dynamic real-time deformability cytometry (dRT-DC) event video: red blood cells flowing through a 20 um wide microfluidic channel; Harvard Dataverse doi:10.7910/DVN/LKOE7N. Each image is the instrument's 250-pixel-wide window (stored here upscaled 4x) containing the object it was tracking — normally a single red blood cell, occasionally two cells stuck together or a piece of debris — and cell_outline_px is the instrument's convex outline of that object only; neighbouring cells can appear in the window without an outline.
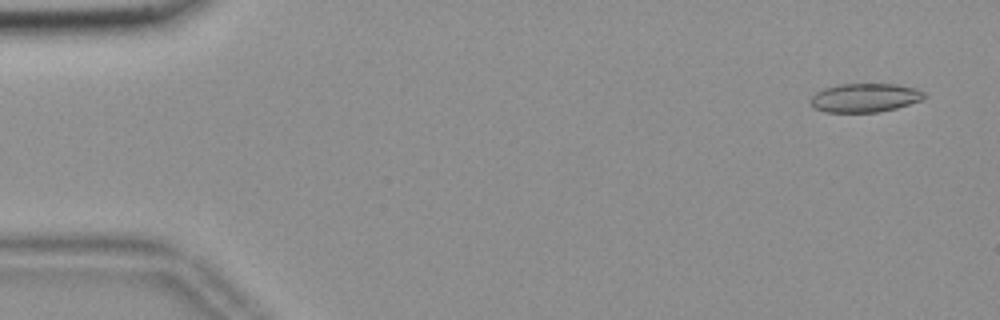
{"species": "common noctule bat (a hibernating species)", "species_latin": "Nyctalus noctula", "temperature_condition": "room temperature", "stored_images_in_passage": 55, "camera_frame_rate_fps": 3000, "um_per_image_px": 0.085, "animal": {"sex": "female", "body_mass_g": 18.4}, "frame": {"image": 1, "passage_image": 2, "time_ms": 0.333, "image_size_px": [1000, 320], "cell_outline_px": [[924, 96], [920, 100], [896, 108], [880, 112], [824, 112], [808, 104], [812, 96], [816, 92], [824, 88], [840, 84], [896, 84], [916, 88], [924, 92]], "centroid_in_image_um": [73.47, 8.31], "position_along_channel_um": 11.5, "area_um2": 19.02}}
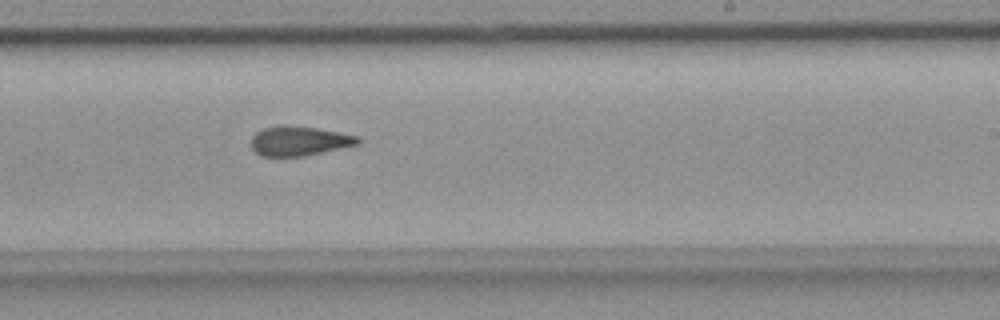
{"frame": {"image": 2, "passage_image": 33, "time_ms": 10.667, "image_size_px": [1000, 320], "cell_outline_px": [[360, 144], [304, 156], [260, 156], [252, 148], [252, 136], [256, 132], [264, 128], [276, 124], [284, 124], [316, 128], [356, 136], [360, 140]], "centroid_in_image_um": [25.39, 11.97], "position_along_channel_um": 263.6, "area_um2": 18.32}}
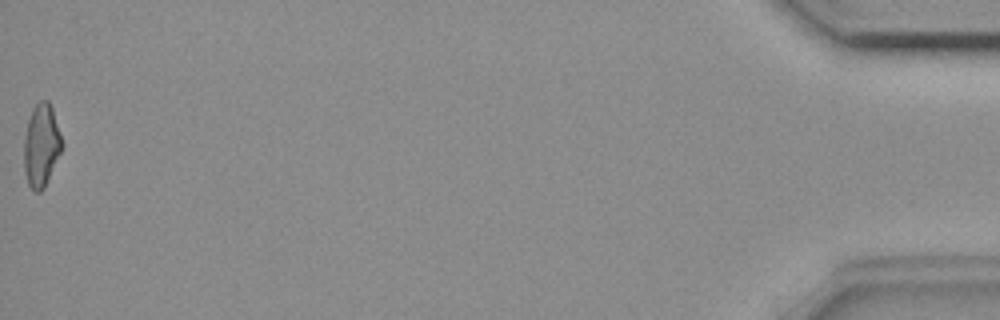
{"frame": {"image": 3, "passage_image": 55, "time_ms": 18.0, "image_size_px": [1000, 320], "cell_outline_px": [[64, 144], [44, 188], [40, 192], [36, 192], [28, 184], [24, 172], [24, 136], [28, 120], [32, 108], [40, 100], [48, 100], [52, 108]], "centroid_in_image_um": [3.51, 12.34], "position_along_channel_um": 431.7, "area_um2": 18.32}, "authors_computed_cell_mechanics": {"area_um2": 18.9584, "velocity_mm_per_s": 3.6474, "shape_relaxation_time_tau1_ms": null, "shape_relaxation_time_tau2_ms": 3.0658, "deformation_change_tau1": null, "deformation_change_tau2": 0.108}}